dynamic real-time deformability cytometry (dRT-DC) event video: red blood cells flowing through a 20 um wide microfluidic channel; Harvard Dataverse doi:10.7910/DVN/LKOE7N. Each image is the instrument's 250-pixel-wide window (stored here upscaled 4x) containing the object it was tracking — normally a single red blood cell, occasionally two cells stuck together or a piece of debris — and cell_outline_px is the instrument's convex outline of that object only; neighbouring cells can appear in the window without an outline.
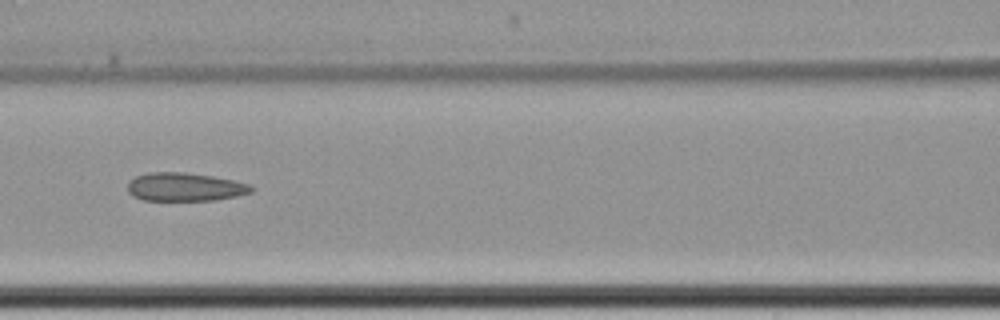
{"species": "common noctule bat (a hibernating species)", "species_latin": "Nyctalus noctula", "temperature_condition": "cold", "stored_images_in_passage": 9, "segment_of_instrument_passage": [1, 2], "camera_frame_rate_fps": 3000, "um_per_image_px": 0.085, "animal": {"sex": "female", "body_mass_g": 22.7, "forearm_length_mm": 54.2}, "frame": {"image": 1, "passage_image": 7, "time_ms": 7.667, "image_size_px": [1000, 320], "cell_outline_px": [[256, 188], [252, 192], [236, 196], [216, 200], [144, 200], [132, 196], [128, 192], [128, 180], [136, 176], [148, 172], [184, 172], [212, 176], [232, 180], [248, 184]], "centroid_in_image_um": [15.69, 15.89], "position_along_channel_um": 150.9, "area_um2": 20.52}}
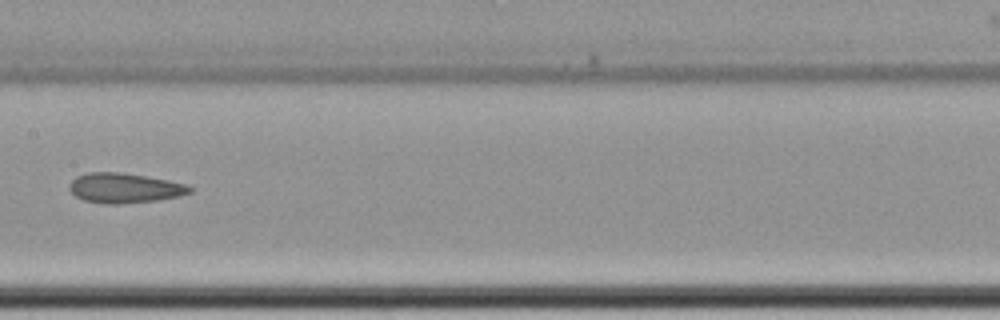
{"frame": {"image": 2, "passage_image": 8, "time_ms": 9.0, "image_size_px": [1000, 320], "cell_outline_px": [[192, 192], [180, 196], [156, 200], [116, 204], [104, 204], [84, 200], [76, 196], [68, 188], [68, 184], [76, 176], [88, 172], [120, 172], [168, 180], [184, 184], [192, 188]], "centroid_in_image_um": [10.55, 15.98], "position_along_channel_um": 196.9, "area_um2": 20.87}}